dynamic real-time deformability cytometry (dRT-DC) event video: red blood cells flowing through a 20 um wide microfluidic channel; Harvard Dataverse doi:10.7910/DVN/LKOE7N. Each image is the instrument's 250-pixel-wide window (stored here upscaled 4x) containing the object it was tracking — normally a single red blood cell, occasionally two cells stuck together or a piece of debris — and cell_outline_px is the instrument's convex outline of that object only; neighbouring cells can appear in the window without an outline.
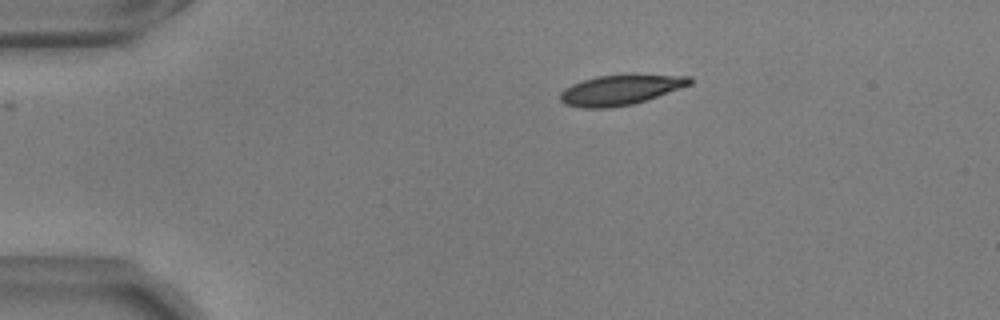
{"species": "common noctule bat (a hibernating species)", "species_latin": "Nyctalus noctula", "temperature_condition": "warm", "stored_images_in_passage": 45, "camera_frame_rate_fps": 3000, "um_per_image_px": 0.085, "animal": {"sex": "male", "body_mass_g": 17.9, "forearm_length_mm": 54.2}, "frame": {"image": 1, "passage_image": 1, "time_ms": 0.0, "image_size_px": [1000, 320], "cell_outline_px": [[692, 84], [632, 104], [608, 108], [580, 108], [564, 104], [560, 100], [560, 92], [564, 88], [572, 84], [596, 76], [628, 72], [632, 72], [692, 76]], "centroid_in_image_um": [52.75, 7.59], "position_along_channel_um": 32.2, "area_um2": 23.47}}
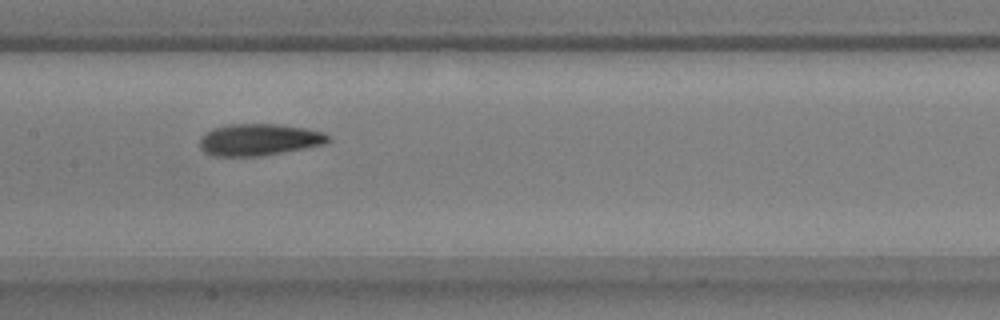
{"frame": {"image": 2, "passage_image": 18, "time_ms": 5.667, "image_size_px": [1000, 320], "cell_outline_px": [[332, 140], [324, 144], [260, 156], [212, 156], [204, 152], [200, 148], [200, 140], [212, 128], [228, 124], [276, 124], [304, 128], [324, 132]], "centroid_in_image_um": [22.01, 11.87], "position_along_channel_um": 185.4, "area_um2": 23.58}}
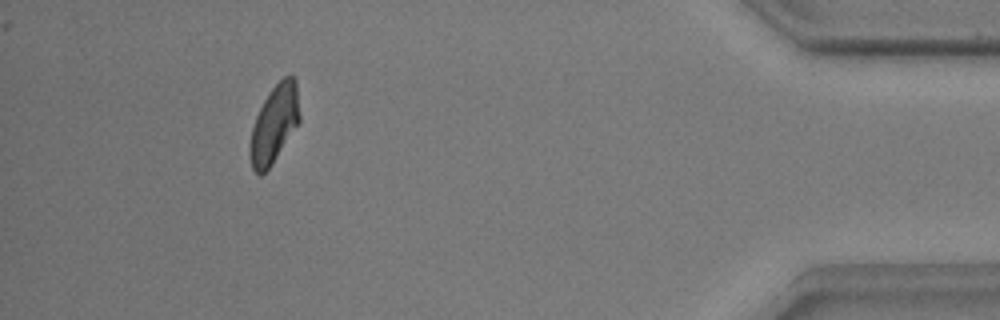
{"frame": {"image": 3, "passage_image": 41, "time_ms": 13.333, "image_size_px": [1000, 320], "cell_outline_px": [[300, 120], [272, 164], [260, 176], [252, 168], [248, 156], [248, 148], [252, 128], [256, 116], [268, 92], [284, 76], [296, 76], [300, 116]], "centroid_in_image_um": [23.3, 10.54], "position_along_channel_um": 411.9, "area_um2": 22.48}, "authors_computed_cell_mechanics": {"area_um2": 23.2934, "velocity_mm_per_s": 3.6573, "shape_relaxation_time_tau1_ms": 5.0178, "shape_relaxation_time_tau2_ms": 1.8977, "deformation_change_tau1": 0.1598, "deformation_change_tau2": 0.0753}}